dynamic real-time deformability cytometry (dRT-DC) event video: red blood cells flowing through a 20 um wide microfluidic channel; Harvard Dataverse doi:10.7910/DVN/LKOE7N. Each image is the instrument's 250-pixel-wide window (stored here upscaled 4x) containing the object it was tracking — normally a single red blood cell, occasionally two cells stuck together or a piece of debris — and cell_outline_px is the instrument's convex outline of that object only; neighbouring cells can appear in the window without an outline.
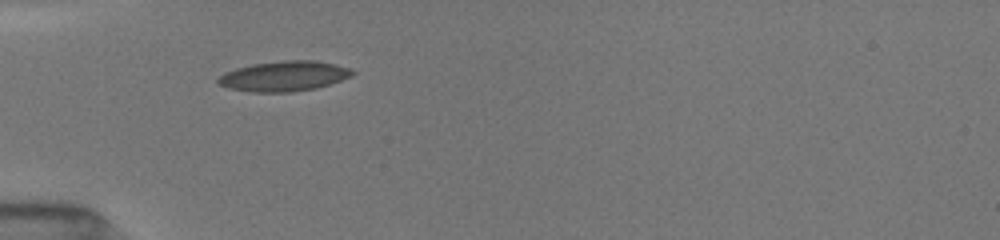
{"species": "common noctule bat (a hibernating species)", "species_latin": "Nyctalus noctula", "temperature_condition": "room temperature", "stored_images_in_passage": 31, "camera_frame_rate_fps": 3000, "um_per_image_px": 0.085, "animal": {"sex": "female", "body_mass_g": 19.5, "forearm_length_mm": 54.1}, "frame": {"image": 1, "passage_image": 1, "time_ms": 0.0, "image_size_px": [1000, 240], "cell_outline_px": [[356, 72], [352, 76], [316, 88], [292, 92], [252, 92], [228, 88], [216, 84], [216, 80], [224, 72], [236, 68], [252, 64], [284, 60], [312, 60], [336, 64], [352, 68]], "centroid_in_image_um": [24.13, 6.47], "position_along_channel_um": 60.9, "area_um2": 23.76}}
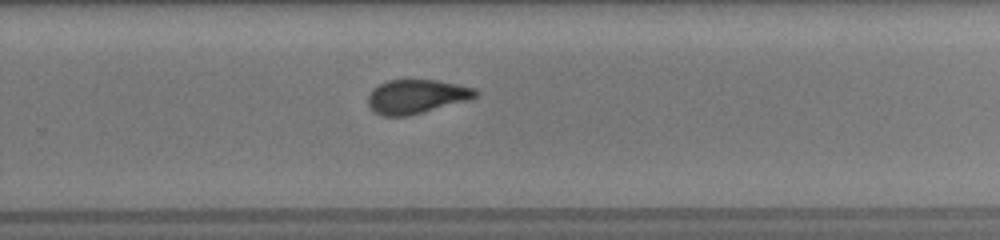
{"frame": {"image": 2, "passage_image": 21, "time_ms": 6.0, "image_size_px": [1000, 240], "cell_outline_px": [[480, 92], [476, 96], [468, 100], [408, 116], [384, 116], [372, 112], [368, 104], [368, 96], [372, 88], [388, 80], [436, 80], [476, 88]], "centroid_in_image_um": [35.38, 8.21], "position_along_channel_um": 294.4, "area_um2": 21.33}}
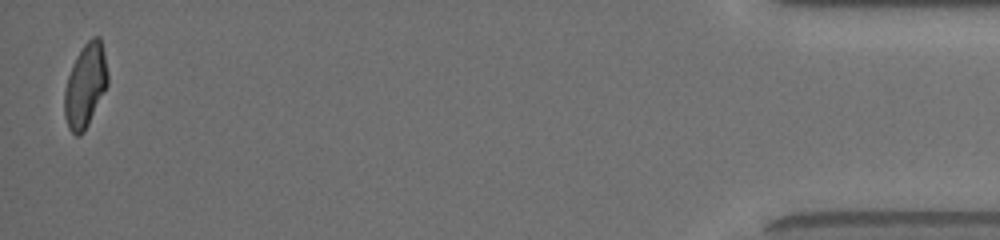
{"frame": {"image": 3, "passage_image": 31, "time_ms": 11.333, "image_size_px": [1000, 240], "cell_outline_px": [[108, 84], [84, 132], [80, 136], [76, 136], [68, 128], [64, 116], [64, 88], [68, 76], [76, 56], [84, 44], [92, 36], [100, 36], [104, 52], [108, 72]], "centroid_in_image_um": [7.25, 7.27], "position_along_channel_um": 428.0, "area_um2": 21.15}, "authors_computed_cell_mechanics": {"area_um2": 21.9062, "velocity_mm_per_s": 4.0111, "shape_relaxation_time_tau1_ms": 6.922, "shape_relaxation_time_tau2_ms": 1.3908, "deformation_change_tau1": 0.2017, "deformation_change_tau2": 0.0906}}